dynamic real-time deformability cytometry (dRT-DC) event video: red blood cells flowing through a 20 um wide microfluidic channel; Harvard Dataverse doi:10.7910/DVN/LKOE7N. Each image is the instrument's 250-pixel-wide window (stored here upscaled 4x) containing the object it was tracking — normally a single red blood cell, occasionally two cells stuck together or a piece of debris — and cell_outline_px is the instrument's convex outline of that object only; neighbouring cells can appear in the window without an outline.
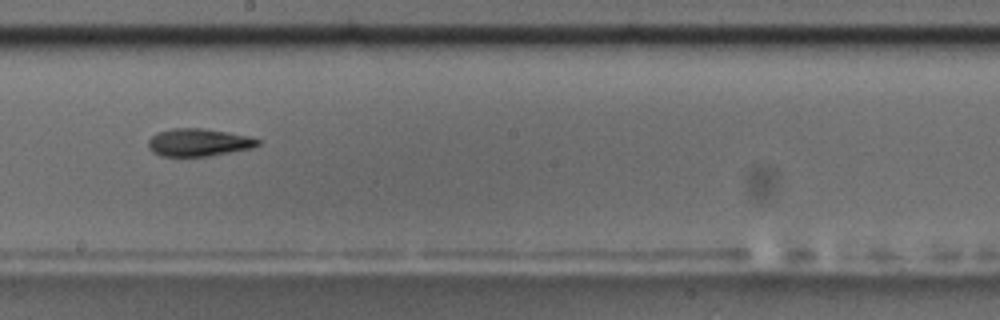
{"species": "common noctule bat (a hibernating species)", "species_latin": "Nyctalus noctula", "temperature_condition": "room temperature", "stored_images_in_passage": 13, "camera_frame_rate_fps": 3000, "um_per_image_px": 0.085, "animal": {"sex": "male", "body_mass_g": 17.5, "forearm_length_mm": 52.3}, "frame": {"image": 1, "passage_image": 6, "time_ms": 5.333, "image_size_px": [1000, 320], "cell_outline_px": [[260, 144], [252, 148], [208, 156], [160, 156], [152, 152], [148, 148], [148, 140], [156, 132], [172, 128], [200, 128], [228, 132], [248, 136], [260, 140]], "centroid_in_image_um": [16.84, 12.1], "position_along_channel_um": 231.4, "area_um2": 17.69}, "authors_computed_cell_mechanics": {"area_um2": 17.7446, "velocity_mm_per_s": 3.6298, "shape_relaxation_time_tau1_ms": 3.1543, "shape_relaxation_time_tau2_ms": null, "deformation_change_tau1": 0.1656, "deformation_change_tau2": null}}